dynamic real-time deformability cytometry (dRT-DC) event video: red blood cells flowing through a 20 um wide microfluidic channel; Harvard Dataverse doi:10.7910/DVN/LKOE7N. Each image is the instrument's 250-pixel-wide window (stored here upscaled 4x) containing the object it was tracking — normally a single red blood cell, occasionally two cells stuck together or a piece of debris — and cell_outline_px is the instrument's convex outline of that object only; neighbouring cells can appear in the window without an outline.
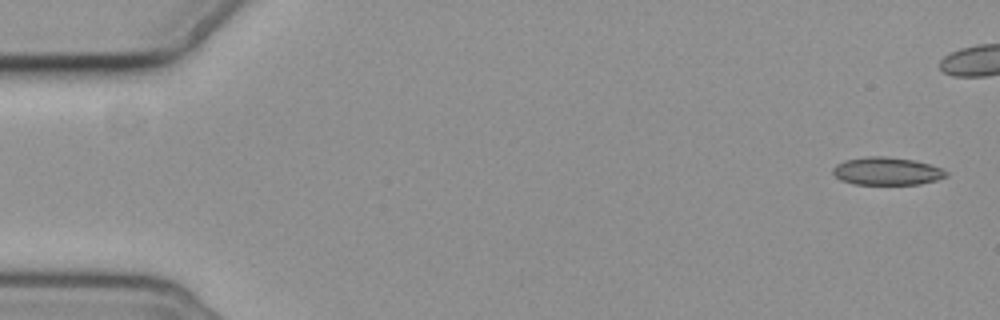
{"species": "common noctule bat (a hibernating species)", "species_latin": "Nyctalus noctula", "temperature_condition": "cold", "stored_images_in_passage": 11, "camera_frame_rate_fps": 3000, "um_per_image_px": 0.085, "animal": {"sex": "female", "body_mass_g": 19.3, "forearm_length_mm": 54.1}, "frame": {"image": 1, "passage_image": 1, "time_ms": 0.0, "image_size_px": [1000, 320], "cell_outline_px": [[948, 176], [936, 180], [920, 184], [856, 184], [840, 180], [832, 172], [832, 168], [836, 164], [844, 160], [864, 156], [888, 156], [916, 160], [940, 168], [948, 172]], "centroid_in_image_um": [75.36, 14.53], "position_along_channel_um": 9.6, "area_um2": 18.5}}
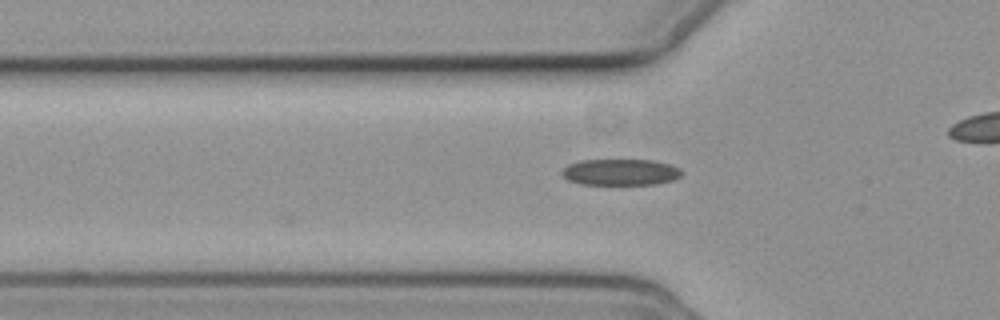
{"frame": {"image": 2, "passage_image": 5, "time_ms": 5.667, "image_size_px": [1000, 320], "cell_outline_px": [[684, 172], [680, 176], [672, 180], [656, 184], [580, 184], [568, 180], [560, 172], [568, 164], [580, 160], [652, 160], [668, 164], [680, 168]], "centroid_in_image_um": [52.73, 14.63], "position_along_channel_um": 73.1, "area_um2": 18.32}}
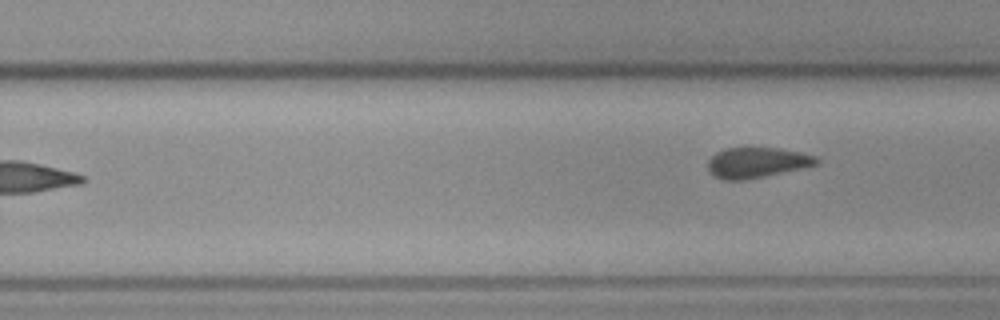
{"frame": {"image": 3, "passage_image": 11, "time_ms": 12.667, "image_size_px": [1000, 320], "cell_outline_px": [[820, 164], [804, 168], [744, 180], [724, 180], [708, 172], [708, 160], [716, 152], [728, 148], [780, 148], [800, 152], [816, 156], [820, 160]], "centroid_in_image_um": [64.37, 13.82], "position_along_channel_um": 265.4, "area_um2": 19.31}}